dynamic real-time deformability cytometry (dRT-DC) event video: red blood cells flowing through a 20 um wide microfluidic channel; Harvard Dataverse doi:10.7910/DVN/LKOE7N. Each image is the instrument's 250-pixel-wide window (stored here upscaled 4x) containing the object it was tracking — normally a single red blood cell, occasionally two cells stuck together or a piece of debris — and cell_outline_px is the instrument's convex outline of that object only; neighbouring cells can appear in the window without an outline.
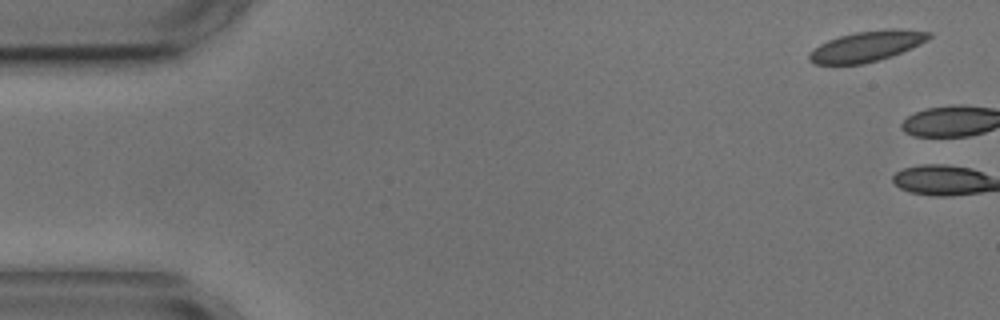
{"species": "common noctule bat (a hibernating species)", "species_latin": "Nyctalus noctula", "temperature_condition": "cold", "stored_images_in_passage": 6, "camera_frame_rate_fps": 3000, "um_per_image_px": 0.085, "animal": {"sex": "male", "body_mass_g": 17.9, "forearm_length_mm": 54.2}, "frame": {"image": 1, "passage_image": 1, "time_ms": 0.0, "image_size_px": [1000, 320], "cell_outline_px": [[932, 36], [928, 40], [920, 44], [892, 56], [880, 60], [864, 64], [812, 64], [808, 60], [808, 56], [820, 44], [828, 40], [840, 36], [856, 32], [884, 28], [900, 28], [932, 32]], "centroid_in_image_um": [73.72, 3.92], "position_along_channel_um": 11.3, "area_um2": 21.44}}